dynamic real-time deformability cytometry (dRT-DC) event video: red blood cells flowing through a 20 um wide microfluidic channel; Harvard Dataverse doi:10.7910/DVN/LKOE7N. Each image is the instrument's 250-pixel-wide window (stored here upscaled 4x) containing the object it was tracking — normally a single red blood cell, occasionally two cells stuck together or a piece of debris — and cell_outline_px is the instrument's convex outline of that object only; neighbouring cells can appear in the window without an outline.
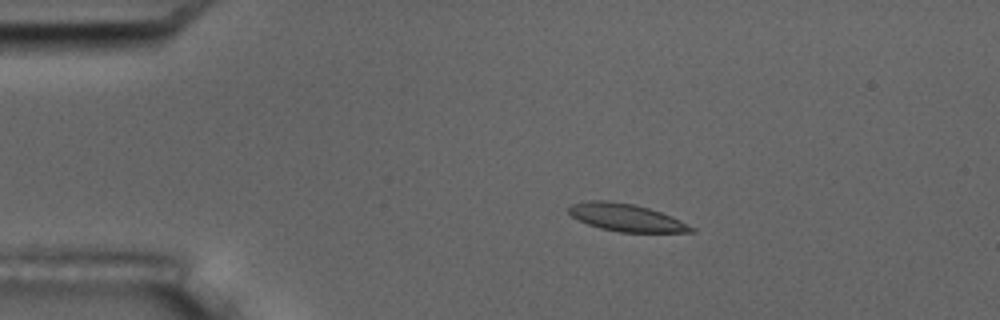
{"species": "common noctule bat (a hibernating species)", "species_latin": "Nyctalus noctula", "temperature_condition": "room temperature", "stored_images_in_passage": 15, "camera_frame_rate_fps": 3000, "um_per_image_px": 0.085, "animal": {"sex": "male", "body_mass_g": 17.5, "forearm_length_mm": 52.3}, "frame": {"image": 1, "passage_image": 3, "time_ms": 3.333, "image_size_px": [1000, 320], "cell_outline_px": [[696, 232], [620, 232], [600, 228], [588, 224], [572, 216], [568, 212], [568, 208], [572, 204], [588, 200], [608, 200], [632, 204], [648, 208], [672, 216], [696, 228]], "centroid_in_image_um": [53.24, 18.49], "position_along_channel_um": 31.8, "area_um2": 19.54}}
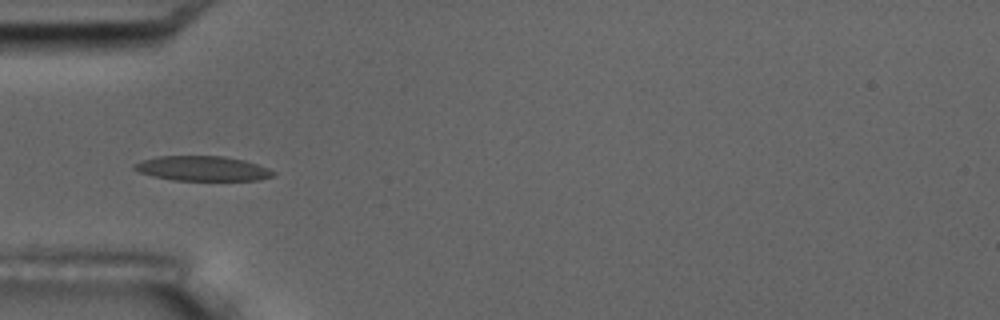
{"frame": {"image": 2, "passage_image": 5, "time_ms": 5.667, "image_size_px": [1000, 320], "cell_outline_px": [[276, 176], [260, 180], [172, 180], [140, 172], [132, 168], [132, 164], [140, 160], [156, 156], [224, 156], [244, 160], [268, 168], [276, 172]], "centroid_in_image_um": [17.22, 14.31], "position_along_channel_um": 67.8, "area_um2": 20.17}}
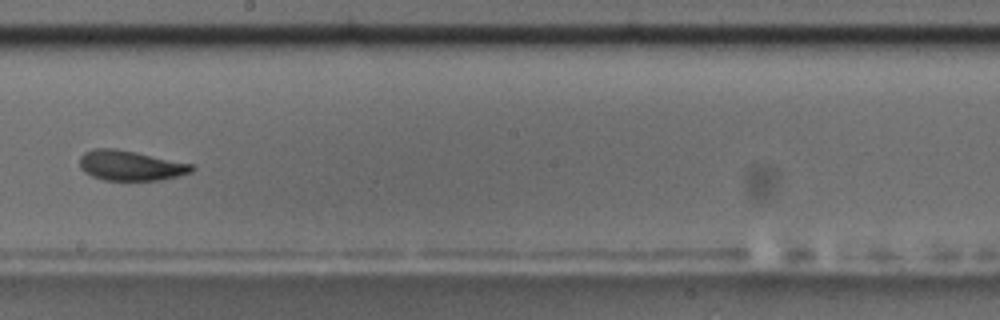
{"frame": {"image": 3, "passage_image": 9, "time_ms": 10.333, "image_size_px": [1000, 320], "cell_outline_px": [[196, 168], [192, 172], [180, 176], [160, 180], [104, 180], [92, 176], [84, 172], [80, 168], [80, 156], [84, 152], [92, 148], [116, 148], [196, 164]], "centroid_in_image_um": [11.14, 14.06], "position_along_channel_um": 237.1, "area_um2": 20.0}, "authors_computed_cell_mechanics": {"area_um2": 19.5942, "velocity_mm_per_s": 3.6465, "shape_relaxation_time_tau1_ms": null, "shape_relaxation_time_tau2_ms": 1.3016, "deformation_change_tau1": null, "deformation_change_tau2": 0.0593}}